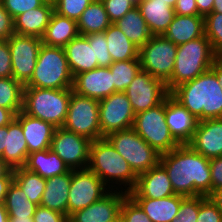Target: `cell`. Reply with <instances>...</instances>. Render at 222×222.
Returning <instances> with one entry per match:
<instances>
[{"label": "cell", "mask_w": 222, "mask_h": 222, "mask_svg": "<svg viewBox=\"0 0 222 222\" xmlns=\"http://www.w3.org/2000/svg\"><path fill=\"white\" fill-rule=\"evenodd\" d=\"M15 114L4 107H0V127L8 125L13 119H15Z\"/></svg>", "instance_id": "obj_53"}, {"label": "cell", "mask_w": 222, "mask_h": 222, "mask_svg": "<svg viewBox=\"0 0 222 222\" xmlns=\"http://www.w3.org/2000/svg\"><path fill=\"white\" fill-rule=\"evenodd\" d=\"M160 155L180 144L173 138L165 118V100L159 105L135 114L132 127Z\"/></svg>", "instance_id": "obj_8"}, {"label": "cell", "mask_w": 222, "mask_h": 222, "mask_svg": "<svg viewBox=\"0 0 222 222\" xmlns=\"http://www.w3.org/2000/svg\"><path fill=\"white\" fill-rule=\"evenodd\" d=\"M64 51L73 77L98 67L94 53V33L72 39Z\"/></svg>", "instance_id": "obj_21"}, {"label": "cell", "mask_w": 222, "mask_h": 222, "mask_svg": "<svg viewBox=\"0 0 222 222\" xmlns=\"http://www.w3.org/2000/svg\"><path fill=\"white\" fill-rule=\"evenodd\" d=\"M47 0H2V5L15 19L18 15L42 6Z\"/></svg>", "instance_id": "obj_44"}, {"label": "cell", "mask_w": 222, "mask_h": 222, "mask_svg": "<svg viewBox=\"0 0 222 222\" xmlns=\"http://www.w3.org/2000/svg\"><path fill=\"white\" fill-rule=\"evenodd\" d=\"M105 138L124 157L137 176L160 163L161 155L133 128L112 132Z\"/></svg>", "instance_id": "obj_7"}, {"label": "cell", "mask_w": 222, "mask_h": 222, "mask_svg": "<svg viewBox=\"0 0 222 222\" xmlns=\"http://www.w3.org/2000/svg\"><path fill=\"white\" fill-rule=\"evenodd\" d=\"M24 85L13 77L0 78V107L15 115L22 111Z\"/></svg>", "instance_id": "obj_36"}, {"label": "cell", "mask_w": 222, "mask_h": 222, "mask_svg": "<svg viewBox=\"0 0 222 222\" xmlns=\"http://www.w3.org/2000/svg\"><path fill=\"white\" fill-rule=\"evenodd\" d=\"M9 215L7 213L5 203H0V222H8Z\"/></svg>", "instance_id": "obj_58"}, {"label": "cell", "mask_w": 222, "mask_h": 222, "mask_svg": "<svg viewBox=\"0 0 222 222\" xmlns=\"http://www.w3.org/2000/svg\"><path fill=\"white\" fill-rule=\"evenodd\" d=\"M12 77L25 85L33 74L42 40L36 36L12 34L8 39Z\"/></svg>", "instance_id": "obj_13"}, {"label": "cell", "mask_w": 222, "mask_h": 222, "mask_svg": "<svg viewBox=\"0 0 222 222\" xmlns=\"http://www.w3.org/2000/svg\"><path fill=\"white\" fill-rule=\"evenodd\" d=\"M104 35L113 62L139 59V48L115 24L112 23Z\"/></svg>", "instance_id": "obj_32"}, {"label": "cell", "mask_w": 222, "mask_h": 222, "mask_svg": "<svg viewBox=\"0 0 222 222\" xmlns=\"http://www.w3.org/2000/svg\"><path fill=\"white\" fill-rule=\"evenodd\" d=\"M204 34V16L175 14L163 35L175 45H179L197 39Z\"/></svg>", "instance_id": "obj_25"}, {"label": "cell", "mask_w": 222, "mask_h": 222, "mask_svg": "<svg viewBox=\"0 0 222 222\" xmlns=\"http://www.w3.org/2000/svg\"><path fill=\"white\" fill-rule=\"evenodd\" d=\"M163 2H168V4L172 7V8H174V6H175V4H176V2H177V0H162Z\"/></svg>", "instance_id": "obj_61"}, {"label": "cell", "mask_w": 222, "mask_h": 222, "mask_svg": "<svg viewBox=\"0 0 222 222\" xmlns=\"http://www.w3.org/2000/svg\"><path fill=\"white\" fill-rule=\"evenodd\" d=\"M165 118L173 138L188 144L196 131L198 120L171 94L165 98Z\"/></svg>", "instance_id": "obj_19"}, {"label": "cell", "mask_w": 222, "mask_h": 222, "mask_svg": "<svg viewBox=\"0 0 222 222\" xmlns=\"http://www.w3.org/2000/svg\"><path fill=\"white\" fill-rule=\"evenodd\" d=\"M63 128L91 141L100 139L99 101L72 91Z\"/></svg>", "instance_id": "obj_10"}, {"label": "cell", "mask_w": 222, "mask_h": 222, "mask_svg": "<svg viewBox=\"0 0 222 222\" xmlns=\"http://www.w3.org/2000/svg\"><path fill=\"white\" fill-rule=\"evenodd\" d=\"M174 10L176 15H198L196 0H177Z\"/></svg>", "instance_id": "obj_50"}, {"label": "cell", "mask_w": 222, "mask_h": 222, "mask_svg": "<svg viewBox=\"0 0 222 222\" xmlns=\"http://www.w3.org/2000/svg\"><path fill=\"white\" fill-rule=\"evenodd\" d=\"M135 114L162 103L170 94L166 84L140 69L124 91Z\"/></svg>", "instance_id": "obj_14"}, {"label": "cell", "mask_w": 222, "mask_h": 222, "mask_svg": "<svg viewBox=\"0 0 222 222\" xmlns=\"http://www.w3.org/2000/svg\"><path fill=\"white\" fill-rule=\"evenodd\" d=\"M13 181V169L3 178H0V203H5L6 194Z\"/></svg>", "instance_id": "obj_51"}, {"label": "cell", "mask_w": 222, "mask_h": 222, "mask_svg": "<svg viewBox=\"0 0 222 222\" xmlns=\"http://www.w3.org/2000/svg\"><path fill=\"white\" fill-rule=\"evenodd\" d=\"M73 75L63 47L42 44L31 79L24 87L72 89Z\"/></svg>", "instance_id": "obj_6"}, {"label": "cell", "mask_w": 222, "mask_h": 222, "mask_svg": "<svg viewBox=\"0 0 222 222\" xmlns=\"http://www.w3.org/2000/svg\"><path fill=\"white\" fill-rule=\"evenodd\" d=\"M48 2L54 3L56 0H47Z\"/></svg>", "instance_id": "obj_63"}, {"label": "cell", "mask_w": 222, "mask_h": 222, "mask_svg": "<svg viewBox=\"0 0 222 222\" xmlns=\"http://www.w3.org/2000/svg\"><path fill=\"white\" fill-rule=\"evenodd\" d=\"M91 140L63 127L56 128L51 147L71 170L84 169L89 165Z\"/></svg>", "instance_id": "obj_15"}, {"label": "cell", "mask_w": 222, "mask_h": 222, "mask_svg": "<svg viewBox=\"0 0 222 222\" xmlns=\"http://www.w3.org/2000/svg\"><path fill=\"white\" fill-rule=\"evenodd\" d=\"M28 157L27 141L20 122L15 118L8 124L6 148L2 159L11 167H23Z\"/></svg>", "instance_id": "obj_30"}, {"label": "cell", "mask_w": 222, "mask_h": 222, "mask_svg": "<svg viewBox=\"0 0 222 222\" xmlns=\"http://www.w3.org/2000/svg\"><path fill=\"white\" fill-rule=\"evenodd\" d=\"M15 118L22 126L25 140L27 141L28 154L50 149L56 127L49 122L27 115L22 111Z\"/></svg>", "instance_id": "obj_22"}, {"label": "cell", "mask_w": 222, "mask_h": 222, "mask_svg": "<svg viewBox=\"0 0 222 222\" xmlns=\"http://www.w3.org/2000/svg\"><path fill=\"white\" fill-rule=\"evenodd\" d=\"M160 164L167 171L176 195L208 197L211 194L209 159L188 144L161 154Z\"/></svg>", "instance_id": "obj_1"}, {"label": "cell", "mask_w": 222, "mask_h": 222, "mask_svg": "<svg viewBox=\"0 0 222 222\" xmlns=\"http://www.w3.org/2000/svg\"><path fill=\"white\" fill-rule=\"evenodd\" d=\"M115 24L139 49L153 36L139 8L128 11Z\"/></svg>", "instance_id": "obj_31"}, {"label": "cell", "mask_w": 222, "mask_h": 222, "mask_svg": "<svg viewBox=\"0 0 222 222\" xmlns=\"http://www.w3.org/2000/svg\"><path fill=\"white\" fill-rule=\"evenodd\" d=\"M6 134H8V125L0 127V158L6 148Z\"/></svg>", "instance_id": "obj_56"}, {"label": "cell", "mask_w": 222, "mask_h": 222, "mask_svg": "<svg viewBox=\"0 0 222 222\" xmlns=\"http://www.w3.org/2000/svg\"><path fill=\"white\" fill-rule=\"evenodd\" d=\"M186 197L172 195L159 199L133 198L152 222H171Z\"/></svg>", "instance_id": "obj_29"}, {"label": "cell", "mask_w": 222, "mask_h": 222, "mask_svg": "<svg viewBox=\"0 0 222 222\" xmlns=\"http://www.w3.org/2000/svg\"><path fill=\"white\" fill-rule=\"evenodd\" d=\"M14 34V18L0 3V40H7Z\"/></svg>", "instance_id": "obj_48"}, {"label": "cell", "mask_w": 222, "mask_h": 222, "mask_svg": "<svg viewBox=\"0 0 222 222\" xmlns=\"http://www.w3.org/2000/svg\"><path fill=\"white\" fill-rule=\"evenodd\" d=\"M105 6L111 23L121 19L128 11L137 5L131 0H101Z\"/></svg>", "instance_id": "obj_43"}, {"label": "cell", "mask_w": 222, "mask_h": 222, "mask_svg": "<svg viewBox=\"0 0 222 222\" xmlns=\"http://www.w3.org/2000/svg\"><path fill=\"white\" fill-rule=\"evenodd\" d=\"M199 196L186 197L179 207L178 214L171 222H197Z\"/></svg>", "instance_id": "obj_42"}, {"label": "cell", "mask_w": 222, "mask_h": 222, "mask_svg": "<svg viewBox=\"0 0 222 222\" xmlns=\"http://www.w3.org/2000/svg\"><path fill=\"white\" fill-rule=\"evenodd\" d=\"M79 35L76 21L61 16L54 11L41 40L45 45L64 48L72 39Z\"/></svg>", "instance_id": "obj_27"}, {"label": "cell", "mask_w": 222, "mask_h": 222, "mask_svg": "<svg viewBox=\"0 0 222 222\" xmlns=\"http://www.w3.org/2000/svg\"><path fill=\"white\" fill-rule=\"evenodd\" d=\"M13 180L25 192L31 202L36 205L41 204V198L46 186L45 178L24 167H17L13 169Z\"/></svg>", "instance_id": "obj_34"}, {"label": "cell", "mask_w": 222, "mask_h": 222, "mask_svg": "<svg viewBox=\"0 0 222 222\" xmlns=\"http://www.w3.org/2000/svg\"><path fill=\"white\" fill-rule=\"evenodd\" d=\"M177 45L164 35H154L139 49L141 69L165 84L175 65Z\"/></svg>", "instance_id": "obj_9"}, {"label": "cell", "mask_w": 222, "mask_h": 222, "mask_svg": "<svg viewBox=\"0 0 222 222\" xmlns=\"http://www.w3.org/2000/svg\"><path fill=\"white\" fill-rule=\"evenodd\" d=\"M13 168H11L2 158H0V178L5 177Z\"/></svg>", "instance_id": "obj_57"}, {"label": "cell", "mask_w": 222, "mask_h": 222, "mask_svg": "<svg viewBox=\"0 0 222 222\" xmlns=\"http://www.w3.org/2000/svg\"><path fill=\"white\" fill-rule=\"evenodd\" d=\"M216 75L218 82L222 86V57H219L210 68Z\"/></svg>", "instance_id": "obj_54"}, {"label": "cell", "mask_w": 222, "mask_h": 222, "mask_svg": "<svg viewBox=\"0 0 222 222\" xmlns=\"http://www.w3.org/2000/svg\"><path fill=\"white\" fill-rule=\"evenodd\" d=\"M131 1L137 5L141 0H131Z\"/></svg>", "instance_id": "obj_62"}, {"label": "cell", "mask_w": 222, "mask_h": 222, "mask_svg": "<svg viewBox=\"0 0 222 222\" xmlns=\"http://www.w3.org/2000/svg\"><path fill=\"white\" fill-rule=\"evenodd\" d=\"M135 113L124 92H114L99 101L100 139L133 127Z\"/></svg>", "instance_id": "obj_12"}, {"label": "cell", "mask_w": 222, "mask_h": 222, "mask_svg": "<svg viewBox=\"0 0 222 222\" xmlns=\"http://www.w3.org/2000/svg\"><path fill=\"white\" fill-rule=\"evenodd\" d=\"M111 190L100 200L76 211L68 217V222H115L120 218V209L127 192Z\"/></svg>", "instance_id": "obj_16"}, {"label": "cell", "mask_w": 222, "mask_h": 222, "mask_svg": "<svg viewBox=\"0 0 222 222\" xmlns=\"http://www.w3.org/2000/svg\"><path fill=\"white\" fill-rule=\"evenodd\" d=\"M120 220L122 222H152L139 204L129 194L122 202Z\"/></svg>", "instance_id": "obj_40"}, {"label": "cell", "mask_w": 222, "mask_h": 222, "mask_svg": "<svg viewBox=\"0 0 222 222\" xmlns=\"http://www.w3.org/2000/svg\"><path fill=\"white\" fill-rule=\"evenodd\" d=\"M72 90L79 95L98 101L110 96L115 92V87L109 67H97L75 75Z\"/></svg>", "instance_id": "obj_17"}, {"label": "cell", "mask_w": 222, "mask_h": 222, "mask_svg": "<svg viewBox=\"0 0 222 222\" xmlns=\"http://www.w3.org/2000/svg\"><path fill=\"white\" fill-rule=\"evenodd\" d=\"M94 53L98 67H109L113 60L107 48V41L104 32L94 33Z\"/></svg>", "instance_id": "obj_45"}, {"label": "cell", "mask_w": 222, "mask_h": 222, "mask_svg": "<svg viewBox=\"0 0 222 222\" xmlns=\"http://www.w3.org/2000/svg\"><path fill=\"white\" fill-rule=\"evenodd\" d=\"M92 1L93 0H56L54 2V11L61 16L68 17L77 22L83 11Z\"/></svg>", "instance_id": "obj_39"}, {"label": "cell", "mask_w": 222, "mask_h": 222, "mask_svg": "<svg viewBox=\"0 0 222 222\" xmlns=\"http://www.w3.org/2000/svg\"><path fill=\"white\" fill-rule=\"evenodd\" d=\"M23 167L39 174L45 179L66 174L71 171L68 165H66L51 149L35 151L28 154L26 163Z\"/></svg>", "instance_id": "obj_26"}, {"label": "cell", "mask_w": 222, "mask_h": 222, "mask_svg": "<svg viewBox=\"0 0 222 222\" xmlns=\"http://www.w3.org/2000/svg\"><path fill=\"white\" fill-rule=\"evenodd\" d=\"M34 222H68V216L51 210L47 207L38 205L33 215Z\"/></svg>", "instance_id": "obj_46"}, {"label": "cell", "mask_w": 222, "mask_h": 222, "mask_svg": "<svg viewBox=\"0 0 222 222\" xmlns=\"http://www.w3.org/2000/svg\"><path fill=\"white\" fill-rule=\"evenodd\" d=\"M214 0H196L198 15L206 16L212 13Z\"/></svg>", "instance_id": "obj_52"}, {"label": "cell", "mask_w": 222, "mask_h": 222, "mask_svg": "<svg viewBox=\"0 0 222 222\" xmlns=\"http://www.w3.org/2000/svg\"><path fill=\"white\" fill-rule=\"evenodd\" d=\"M208 197L222 211V188L212 191Z\"/></svg>", "instance_id": "obj_55"}, {"label": "cell", "mask_w": 222, "mask_h": 222, "mask_svg": "<svg viewBox=\"0 0 222 222\" xmlns=\"http://www.w3.org/2000/svg\"><path fill=\"white\" fill-rule=\"evenodd\" d=\"M8 222H34L33 217L9 216Z\"/></svg>", "instance_id": "obj_59"}, {"label": "cell", "mask_w": 222, "mask_h": 222, "mask_svg": "<svg viewBox=\"0 0 222 222\" xmlns=\"http://www.w3.org/2000/svg\"><path fill=\"white\" fill-rule=\"evenodd\" d=\"M72 89L24 87L22 112L54 127H63Z\"/></svg>", "instance_id": "obj_5"}, {"label": "cell", "mask_w": 222, "mask_h": 222, "mask_svg": "<svg viewBox=\"0 0 222 222\" xmlns=\"http://www.w3.org/2000/svg\"><path fill=\"white\" fill-rule=\"evenodd\" d=\"M212 12H218L222 14V0H214Z\"/></svg>", "instance_id": "obj_60"}, {"label": "cell", "mask_w": 222, "mask_h": 222, "mask_svg": "<svg viewBox=\"0 0 222 222\" xmlns=\"http://www.w3.org/2000/svg\"><path fill=\"white\" fill-rule=\"evenodd\" d=\"M188 145L208 159L222 156V118L198 121Z\"/></svg>", "instance_id": "obj_20"}, {"label": "cell", "mask_w": 222, "mask_h": 222, "mask_svg": "<svg viewBox=\"0 0 222 222\" xmlns=\"http://www.w3.org/2000/svg\"><path fill=\"white\" fill-rule=\"evenodd\" d=\"M204 29L213 51L222 57V14L218 12L207 14L204 17Z\"/></svg>", "instance_id": "obj_38"}, {"label": "cell", "mask_w": 222, "mask_h": 222, "mask_svg": "<svg viewBox=\"0 0 222 222\" xmlns=\"http://www.w3.org/2000/svg\"><path fill=\"white\" fill-rule=\"evenodd\" d=\"M132 198L159 199L175 194L165 168L157 166L138 175L134 188L128 193Z\"/></svg>", "instance_id": "obj_18"}, {"label": "cell", "mask_w": 222, "mask_h": 222, "mask_svg": "<svg viewBox=\"0 0 222 222\" xmlns=\"http://www.w3.org/2000/svg\"><path fill=\"white\" fill-rule=\"evenodd\" d=\"M80 35L104 32L112 23L110 22L105 6L101 0H93L83 11L77 21Z\"/></svg>", "instance_id": "obj_33"}, {"label": "cell", "mask_w": 222, "mask_h": 222, "mask_svg": "<svg viewBox=\"0 0 222 222\" xmlns=\"http://www.w3.org/2000/svg\"><path fill=\"white\" fill-rule=\"evenodd\" d=\"M211 192L222 188V156L209 159Z\"/></svg>", "instance_id": "obj_49"}, {"label": "cell", "mask_w": 222, "mask_h": 222, "mask_svg": "<svg viewBox=\"0 0 222 222\" xmlns=\"http://www.w3.org/2000/svg\"><path fill=\"white\" fill-rule=\"evenodd\" d=\"M71 184V171L46 179L41 198V206L58 211L67 216L68 193Z\"/></svg>", "instance_id": "obj_28"}, {"label": "cell", "mask_w": 222, "mask_h": 222, "mask_svg": "<svg viewBox=\"0 0 222 222\" xmlns=\"http://www.w3.org/2000/svg\"><path fill=\"white\" fill-rule=\"evenodd\" d=\"M88 168L111 190H119L124 184L123 191L127 193L134 188L138 177L105 137L91 142Z\"/></svg>", "instance_id": "obj_3"}, {"label": "cell", "mask_w": 222, "mask_h": 222, "mask_svg": "<svg viewBox=\"0 0 222 222\" xmlns=\"http://www.w3.org/2000/svg\"><path fill=\"white\" fill-rule=\"evenodd\" d=\"M110 191L111 189L88 167L71 170L67 216L88 207Z\"/></svg>", "instance_id": "obj_11"}, {"label": "cell", "mask_w": 222, "mask_h": 222, "mask_svg": "<svg viewBox=\"0 0 222 222\" xmlns=\"http://www.w3.org/2000/svg\"><path fill=\"white\" fill-rule=\"evenodd\" d=\"M5 207L9 216L33 217L38 205L31 202L13 180L6 194Z\"/></svg>", "instance_id": "obj_35"}, {"label": "cell", "mask_w": 222, "mask_h": 222, "mask_svg": "<svg viewBox=\"0 0 222 222\" xmlns=\"http://www.w3.org/2000/svg\"><path fill=\"white\" fill-rule=\"evenodd\" d=\"M112 73L115 92H124L132 82L136 74L140 71L139 59L113 62L109 66Z\"/></svg>", "instance_id": "obj_37"}, {"label": "cell", "mask_w": 222, "mask_h": 222, "mask_svg": "<svg viewBox=\"0 0 222 222\" xmlns=\"http://www.w3.org/2000/svg\"><path fill=\"white\" fill-rule=\"evenodd\" d=\"M12 77L11 53L7 40H0V78Z\"/></svg>", "instance_id": "obj_47"}, {"label": "cell", "mask_w": 222, "mask_h": 222, "mask_svg": "<svg viewBox=\"0 0 222 222\" xmlns=\"http://www.w3.org/2000/svg\"><path fill=\"white\" fill-rule=\"evenodd\" d=\"M170 94L198 121L222 118V86L211 69Z\"/></svg>", "instance_id": "obj_2"}, {"label": "cell", "mask_w": 222, "mask_h": 222, "mask_svg": "<svg viewBox=\"0 0 222 222\" xmlns=\"http://www.w3.org/2000/svg\"><path fill=\"white\" fill-rule=\"evenodd\" d=\"M54 12V3L46 1L42 6L26 11L14 19V33L41 38Z\"/></svg>", "instance_id": "obj_23"}, {"label": "cell", "mask_w": 222, "mask_h": 222, "mask_svg": "<svg viewBox=\"0 0 222 222\" xmlns=\"http://www.w3.org/2000/svg\"><path fill=\"white\" fill-rule=\"evenodd\" d=\"M197 222H222V211L209 197L199 196Z\"/></svg>", "instance_id": "obj_41"}, {"label": "cell", "mask_w": 222, "mask_h": 222, "mask_svg": "<svg viewBox=\"0 0 222 222\" xmlns=\"http://www.w3.org/2000/svg\"><path fill=\"white\" fill-rule=\"evenodd\" d=\"M137 7L153 36L163 35L175 15L174 8L162 0H141Z\"/></svg>", "instance_id": "obj_24"}, {"label": "cell", "mask_w": 222, "mask_h": 222, "mask_svg": "<svg viewBox=\"0 0 222 222\" xmlns=\"http://www.w3.org/2000/svg\"><path fill=\"white\" fill-rule=\"evenodd\" d=\"M218 58L205 34L177 45L174 70L166 83L168 92L171 93L179 85L192 81L209 70Z\"/></svg>", "instance_id": "obj_4"}]
</instances>
